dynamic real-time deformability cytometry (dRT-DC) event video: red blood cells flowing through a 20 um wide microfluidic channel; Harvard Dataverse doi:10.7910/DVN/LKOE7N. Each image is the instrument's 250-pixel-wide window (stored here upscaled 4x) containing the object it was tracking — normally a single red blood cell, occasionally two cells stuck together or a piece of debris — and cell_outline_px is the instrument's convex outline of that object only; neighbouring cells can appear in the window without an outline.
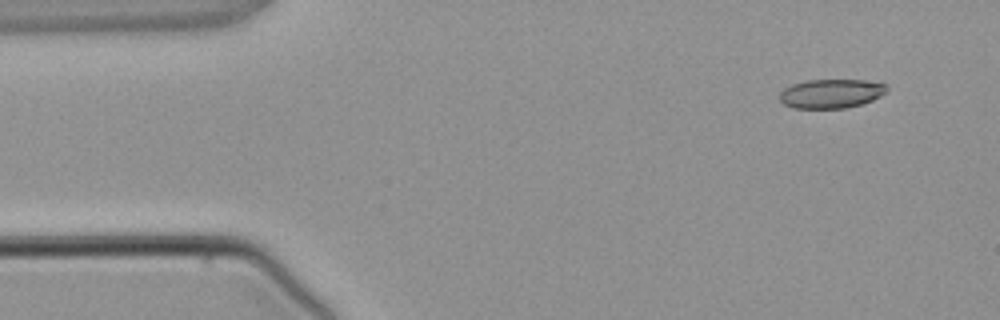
{"species": "common noctule bat (a hibernating species)", "species_latin": "Nyctalus noctula", "temperature_condition": "warm", "stored_images_in_passage": 3, "camera_frame_rate_fps": 3000, "um_per_image_px": 0.085, "animal": {"sex": "male", "body_mass_g": 21.5, "forearm_length_mm": 52.0}, "frame": {"image": 1, "passage_image": 1, "time_ms": 0.0, "image_size_px": [1000, 320], "cell_outline_px": [[888, 88], [880, 96], [872, 100], [860, 104], [844, 108], [792, 108], [784, 104], [780, 100], [780, 92], [784, 88], [792, 84], [808, 80], [864, 80], [884, 84]], "centroid_in_image_um": [70.61, 7.95], "position_along_channel_um": 14.4, "area_um2": 17.98}}